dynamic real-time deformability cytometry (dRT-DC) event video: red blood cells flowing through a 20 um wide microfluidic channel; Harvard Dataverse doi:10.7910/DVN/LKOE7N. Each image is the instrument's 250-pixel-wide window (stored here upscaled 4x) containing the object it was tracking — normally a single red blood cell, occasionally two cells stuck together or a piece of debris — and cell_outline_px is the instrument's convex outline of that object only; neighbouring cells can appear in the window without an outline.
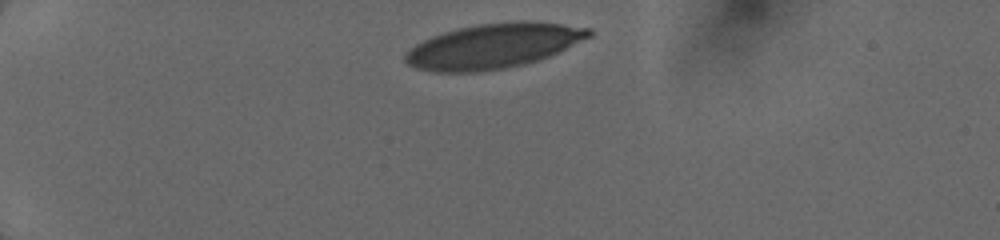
{"species": "human", "species_latin": "Homo sapiens", "temperature_condition": "cold", "stored_images_in_passage": 2, "camera_frame_rate_fps": 3000, "um_per_image_px": 0.085, "donor": {"sex": "female"}, "frame": {"image": 1, "passage_image": 1, "time_ms": 0.0, "image_size_px": [1000, 240], "cell_outline_px": [[592, 36], [540, 60], [524, 64], [504, 68], [476, 72], [432, 72], [416, 68], [408, 64], [404, 60], [404, 56], [416, 44], [432, 36], [444, 32], [476, 24], [520, 20], [528, 20], [592, 28]], "centroid_in_image_um": [41.96, 3.9], "position_along_channel_um": 43.0, "area_um2": 47.86}}